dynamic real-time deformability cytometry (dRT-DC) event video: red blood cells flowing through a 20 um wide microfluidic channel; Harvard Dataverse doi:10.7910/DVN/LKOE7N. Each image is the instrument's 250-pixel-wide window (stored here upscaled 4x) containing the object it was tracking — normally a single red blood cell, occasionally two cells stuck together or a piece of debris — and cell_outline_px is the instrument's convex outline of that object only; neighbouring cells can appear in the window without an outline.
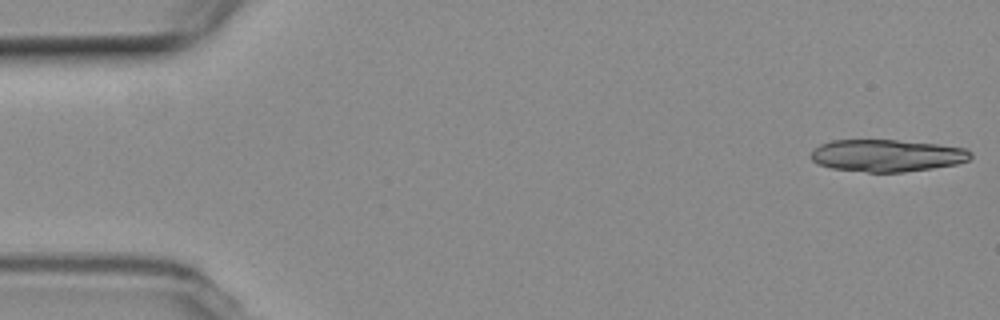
{"species": "common noctule bat (a hibernating species)", "species_latin": "Nyctalus noctula", "temperature_condition": "room temperature", "stored_images_in_passage": 5, "camera_frame_rate_fps": 3000, "um_per_image_px": 0.085, "animal": {"sex": "female", "body_mass_g": 19.3, "forearm_length_mm": 54.1}, "frame": {"image": 1, "passage_image": 1, "time_ms": 0.0, "image_size_px": [1000, 320], "cell_outline_px": [[972, 156], [968, 160], [956, 164], [932, 168], [904, 172], [868, 172], [832, 168], [816, 164], [808, 156], [820, 144], [832, 140], [896, 140], [936, 144], [968, 148], [972, 152]], "centroid_in_image_um": [75.39, 13.22], "position_along_channel_um": 9.6, "area_um2": 30.0}}